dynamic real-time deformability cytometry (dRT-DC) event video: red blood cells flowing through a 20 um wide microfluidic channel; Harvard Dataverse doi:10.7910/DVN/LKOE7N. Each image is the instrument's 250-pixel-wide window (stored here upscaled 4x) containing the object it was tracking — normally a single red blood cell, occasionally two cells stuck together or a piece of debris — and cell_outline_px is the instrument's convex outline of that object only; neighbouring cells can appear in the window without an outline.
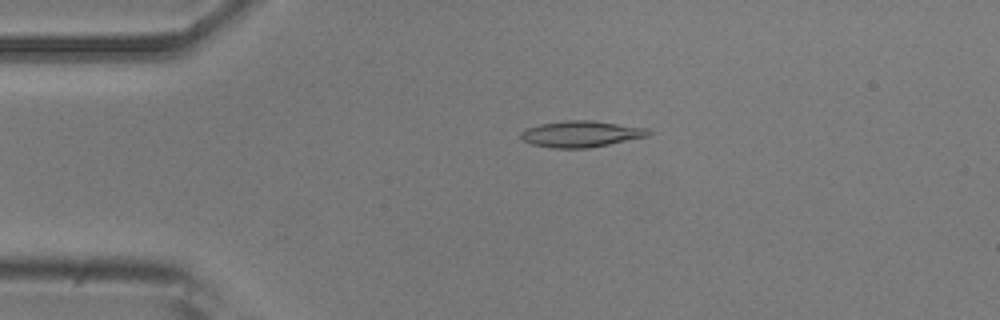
{"species": "common noctule bat (a hibernating species)", "species_latin": "Nyctalus noctula", "temperature_condition": "room temperature", "stored_images_in_passage": 19, "camera_frame_rate_fps": 3000, "um_per_image_px": 0.085, "animal": {"sex": "male", "body_mass_g": 20.5, "forearm_length_mm": 52.5}, "frame": {"image": 1, "passage_image": 11, "time_ms": 3.333, "image_size_px": [1000, 320], "cell_outline_px": [[652, 132], [648, 136], [588, 148], [552, 148], [532, 144], [524, 140], [520, 136], [520, 132], [524, 128], [540, 124], [564, 120], [592, 120], [648, 128]], "centroid_in_image_um": [49.37, 11.38], "position_along_channel_um": 35.6, "area_um2": 19.54}}
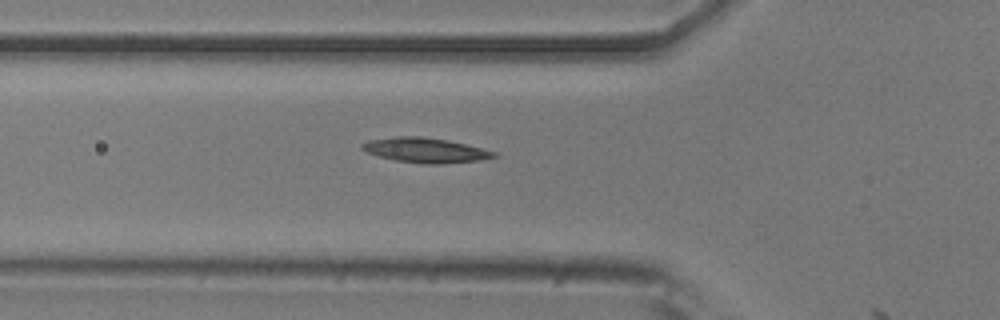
{"frame": {"image": 2, "passage_image": 18, "time_ms": 5.667, "image_size_px": [1000, 320], "cell_outline_px": [[500, 156], [480, 160], [436, 164], [428, 164], [396, 160], [380, 156], [368, 152], [360, 148], [360, 144], [368, 140], [396, 136], [424, 136], [448, 140], [468, 144], [496, 152]], "centroid_in_image_um": [36.18, 12.75], "position_along_channel_um": 89.6, "area_um2": 19.07}}